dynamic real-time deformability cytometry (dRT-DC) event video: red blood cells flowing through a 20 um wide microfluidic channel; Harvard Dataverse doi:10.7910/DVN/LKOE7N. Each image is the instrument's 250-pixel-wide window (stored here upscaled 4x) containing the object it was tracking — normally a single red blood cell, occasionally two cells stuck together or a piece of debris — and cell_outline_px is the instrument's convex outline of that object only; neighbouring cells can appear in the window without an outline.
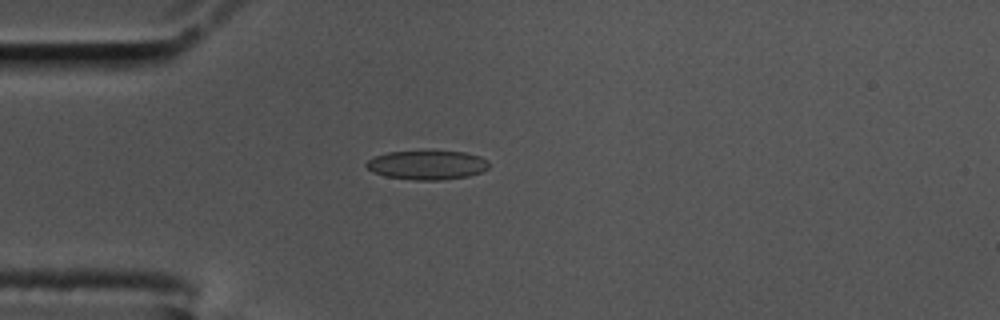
{"species": "common noctule bat (a hibernating species)", "species_latin": "Nyctalus noctula", "temperature_condition": "cold", "stored_images_in_passage": 43, "camera_frame_rate_fps": 3000, "um_per_image_px": 0.085, "animal": {"sex": "male", "body_mass_g": 17.5, "forearm_length_mm": 52.3}, "frame": {"image": 1, "passage_image": 1, "time_ms": 0.0, "image_size_px": [1000, 320], "cell_outline_px": [[488, 168], [480, 172], [468, 176], [440, 180], [412, 180], [384, 176], [372, 172], [364, 164], [368, 160], [376, 156], [388, 152], [432, 148], [464, 152], [480, 156], [488, 160]], "centroid_in_image_um": [36.3, 13.98], "position_along_channel_um": 48.7, "area_um2": 21.68}}
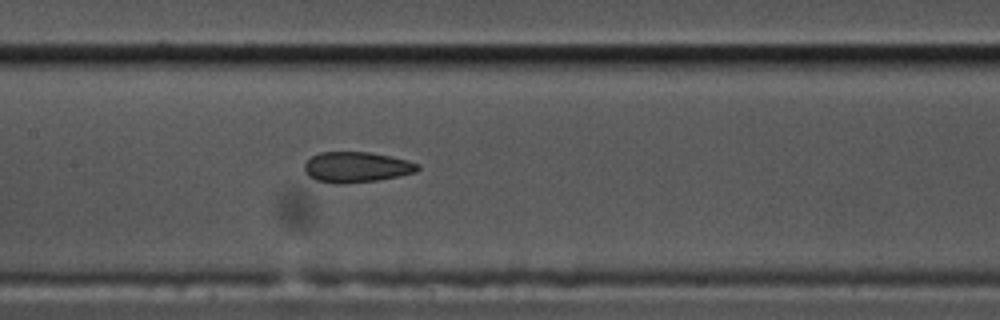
{"frame": {"image": 2, "passage_image": 13, "time_ms": 4.0, "image_size_px": [1000, 320], "cell_outline_px": [[420, 168], [416, 172], [400, 176], [376, 180], [340, 184], [316, 180], [308, 176], [304, 172], [304, 164], [312, 156], [320, 152], [368, 152], [408, 160], [420, 164]], "centroid_in_image_um": [30.3, 14.2], "position_along_channel_um": 177.1, "area_um2": 20.11}}
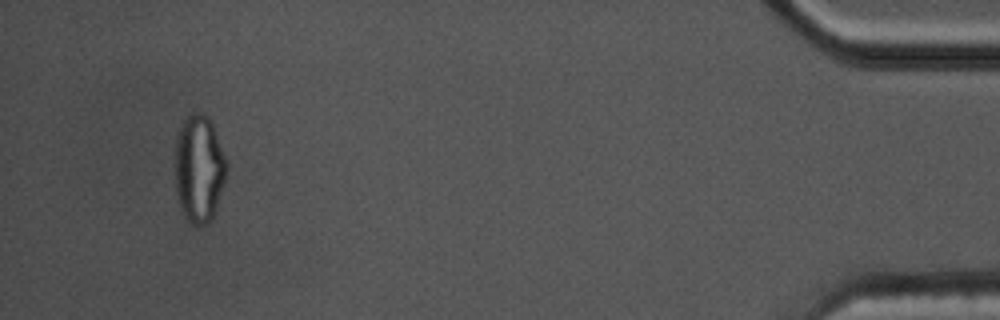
{"frame": {"image": 3, "passage_image": 40, "time_ms": 13.0, "image_size_px": [1000, 320], "cell_outline_px": [[228, 168], [212, 220], [204, 224], [192, 224], [184, 216], [180, 208], [176, 196], [176, 136], [180, 124], [192, 112], [208, 116], [212, 120], [228, 164]], "centroid_in_image_um": [16.92, 14.31], "position_along_channel_um": 418.3, "area_um2": 32.37}, "authors_computed_cell_mechanics": {"area_um2": 21.097, "velocity_mm_per_s": 3.5018, "shape_relaxation_time_tau1_ms": null, "shape_relaxation_time_tau2_ms": 2.4014, "deformation_change_tau1": null, "deformation_change_tau2": 0.0921}}